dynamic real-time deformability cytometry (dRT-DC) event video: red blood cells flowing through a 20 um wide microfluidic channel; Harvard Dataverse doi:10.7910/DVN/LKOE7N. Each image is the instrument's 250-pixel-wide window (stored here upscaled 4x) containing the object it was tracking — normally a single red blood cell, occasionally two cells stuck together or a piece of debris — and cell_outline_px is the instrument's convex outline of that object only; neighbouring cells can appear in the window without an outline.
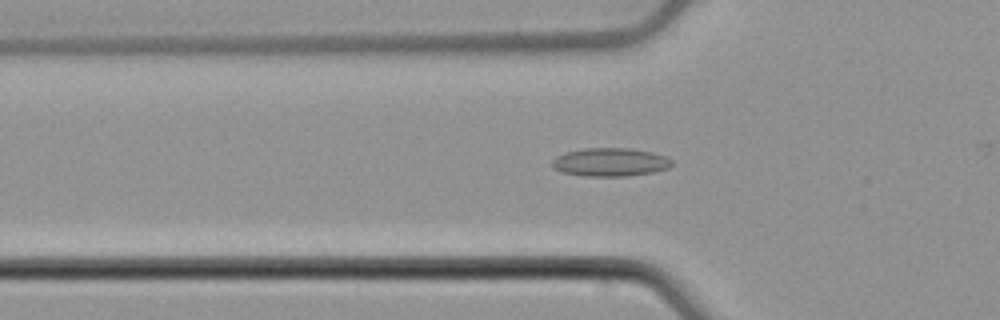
{"species": "common noctule bat (a hibernating species)", "species_latin": "Nyctalus noctula", "temperature_condition": "cold", "stored_images_in_passage": 28, "camera_frame_rate_fps": 3000, "um_per_image_px": 0.085, "animal": {"sex": "male", "body_mass_g": 21.5, "forearm_length_mm": 52.0}, "frame": {"image": 1, "passage_image": 19, "time_ms": 6.0, "image_size_px": [1000, 320], "cell_outline_px": [[672, 164], [668, 168], [652, 172], [624, 176], [588, 176], [564, 172], [552, 168], [552, 160], [556, 156], [564, 152], [584, 148], [628, 148], [652, 152], [664, 156], [672, 160]], "centroid_in_image_um": [51.84, 13.77], "position_along_channel_um": 74.0, "area_um2": 19.65}}
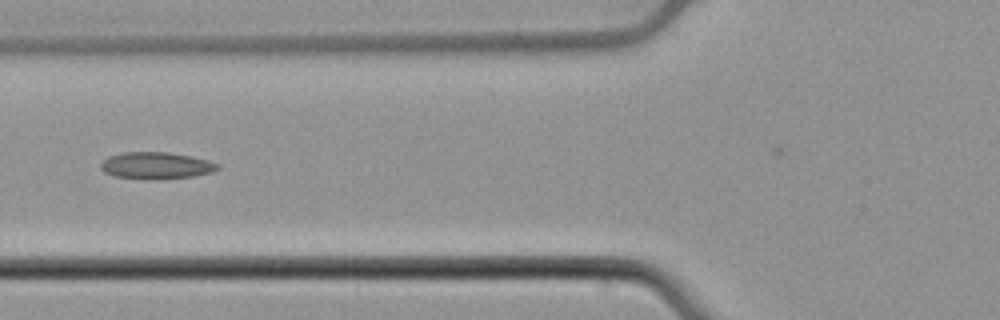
{"frame": {"image": 2, "passage_image": 22, "time_ms": 7.0, "image_size_px": [1000, 320], "cell_outline_px": [[220, 168], [212, 172], [192, 176], [116, 176], [104, 172], [100, 168], [100, 164], [108, 156], [124, 152], [168, 152], [192, 156], [208, 160], [220, 164]], "centroid_in_image_um": [13.3, 14.0], "position_along_channel_um": 112.5, "area_um2": 17.22}}
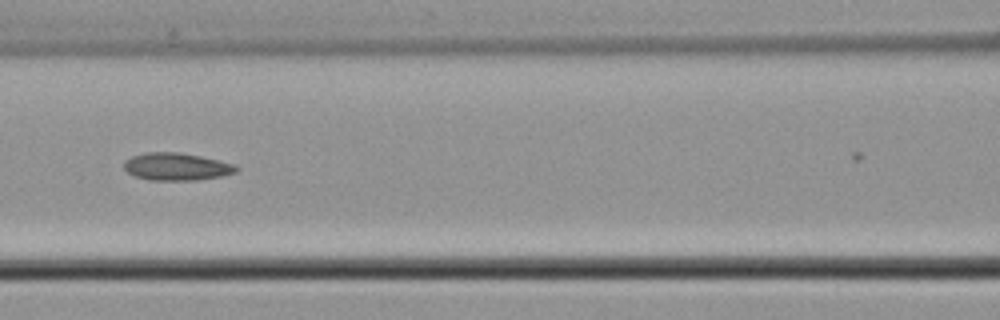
{"frame": {"image": 3, "passage_image": 25, "time_ms": 8.0, "image_size_px": [1000, 320], "cell_outline_px": [[240, 168], [236, 172], [220, 176], [196, 180], [148, 180], [136, 176], [128, 172], [124, 168], [124, 160], [132, 156], [148, 152], [180, 152], [200, 156], [232, 164]], "centroid_in_image_um": [14.97, 14.16], "position_along_channel_um": 151.6, "area_um2": 17.8}}